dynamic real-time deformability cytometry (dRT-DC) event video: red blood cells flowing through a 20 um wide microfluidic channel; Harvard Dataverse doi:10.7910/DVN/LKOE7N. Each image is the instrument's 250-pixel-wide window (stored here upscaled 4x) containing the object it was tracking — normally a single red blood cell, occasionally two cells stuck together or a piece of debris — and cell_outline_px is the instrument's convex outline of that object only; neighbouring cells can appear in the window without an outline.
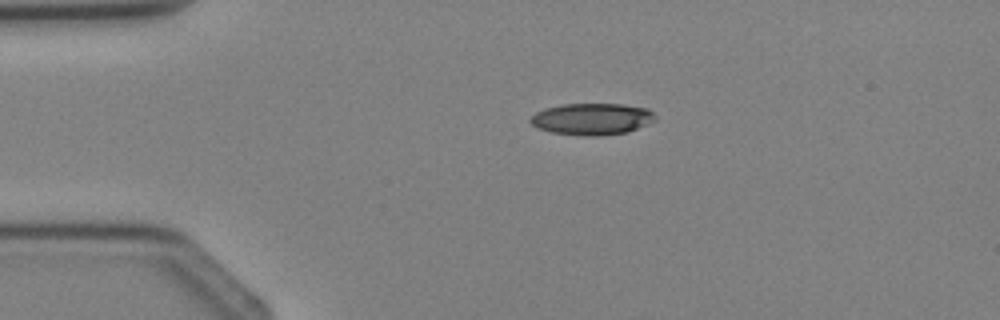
{"species": "Egyptian fruit bat (a non-hibernating species)", "species_latin": "Rousettus aegyptiacus", "temperature_condition": "cold", "stored_images_in_passage": 2, "camera_frame_rate_fps": 3000, "um_per_image_px": 0.085, "animal": {"sex": "female"}, "frame": {"image": 1, "passage_image": 1, "time_ms": 0.0, "image_size_px": [1000, 320], "cell_outline_px": [[656, 120], [628, 132], [596, 136], [584, 136], [552, 132], [536, 128], [528, 120], [536, 112], [544, 108], [564, 104], [624, 104], [648, 108], [656, 116]], "centroid_in_image_um": [50.31, 10.11], "position_along_channel_um": 34.7, "area_um2": 23.12}}
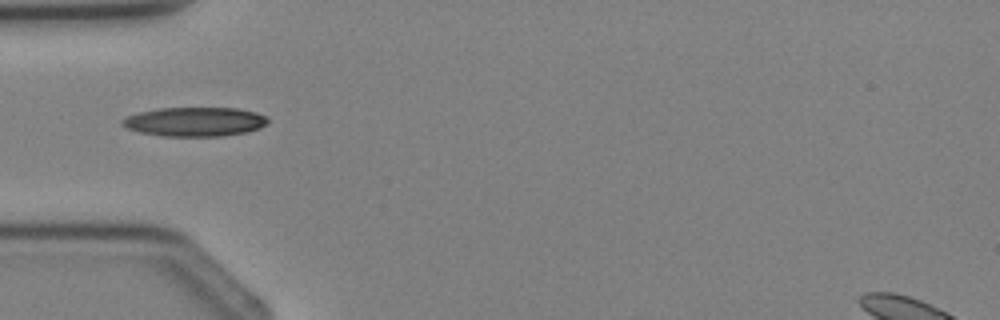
{"frame": {"image": 2, "passage_image": 2, "time_ms": 1.333, "image_size_px": [1000, 320], "cell_outline_px": [[268, 124], [260, 128], [248, 132], [224, 136], [160, 136], [140, 132], [128, 128], [120, 124], [120, 120], [128, 116], [140, 112], [160, 108], [236, 108], [256, 112], [268, 116]], "centroid_in_image_um": [16.6, 10.35], "position_along_channel_um": 68.4, "area_um2": 24.91}}